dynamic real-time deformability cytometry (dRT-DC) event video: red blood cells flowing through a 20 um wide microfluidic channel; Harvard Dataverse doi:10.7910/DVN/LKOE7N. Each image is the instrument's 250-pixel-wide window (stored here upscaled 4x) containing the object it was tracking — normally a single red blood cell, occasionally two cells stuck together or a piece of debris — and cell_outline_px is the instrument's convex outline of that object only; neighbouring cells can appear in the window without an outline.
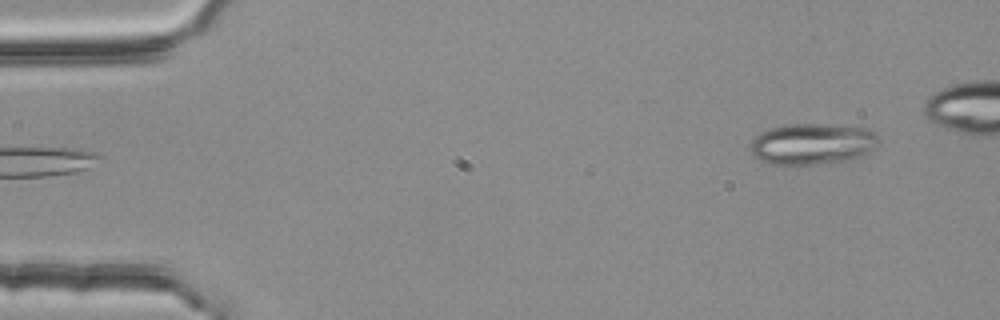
{"species": "common noctule bat (a hibernating species)", "species_latin": "Nyctalus noctula", "temperature_condition": "room temperature", "stored_images_in_passage": 4, "segment_of_instrument_passage": [2, 2], "camera_frame_rate_fps": 3000, "um_per_image_px": 0.085, "animal": {"sex": "female", "body_mass_g": 25.1}, "frame": {"image": 1, "passage_image": 4, "time_ms": 1.0, "image_size_px": [1000, 320], "cell_outline_px": [[880, 140], [868, 152], [852, 160], [812, 164], [768, 164], [752, 156], [748, 148], [748, 144], [760, 132], [768, 128], [788, 124], [820, 124], [868, 128], [876, 132]], "centroid_in_image_um": [69.0, 12.23], "position_along_channel_um": 16.0, "area_um2": 31.04}}